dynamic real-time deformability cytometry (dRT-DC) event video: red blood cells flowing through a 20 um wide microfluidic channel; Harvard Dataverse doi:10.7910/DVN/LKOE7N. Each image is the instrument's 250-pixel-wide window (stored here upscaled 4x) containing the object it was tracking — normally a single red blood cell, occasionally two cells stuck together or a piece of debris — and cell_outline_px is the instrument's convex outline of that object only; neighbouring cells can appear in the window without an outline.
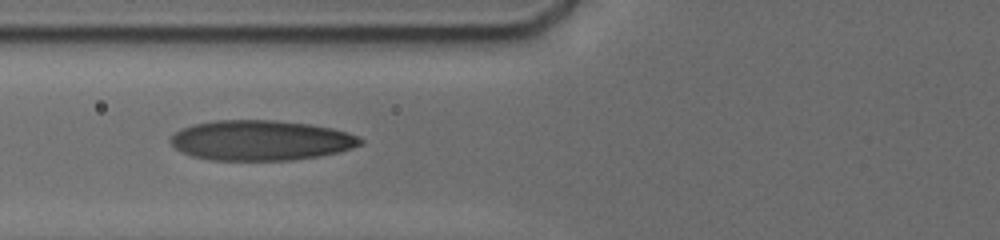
{"species": "human", "species_latin": "Homo sapiens", "temperature_condition": "cold", "stored_images_in_passage": 7, "camera_frame_rate_fps": 3000, "um_per_image_px": 0.085, "donor": {"sex": "male"}, "frame": {"image": 1, "passage_image": 4, "time_ms": 2.333, "image_size_px": [1000, 240], "cell_outline_px": [[364, 140], [360, 144], [352, 148], [340, 152], [320, 156], [292, 160], [212, 160], [192, 156], [176, 148], [168, 140], [180, 128], [192, 124], [216, 120], [276, 120], [308, 124], [332, 128], [356, 136]], "centroid_in_image_um": [22.15, 11.93], "position_along_channel_um": 103.7, "area_um2": 44.33}}
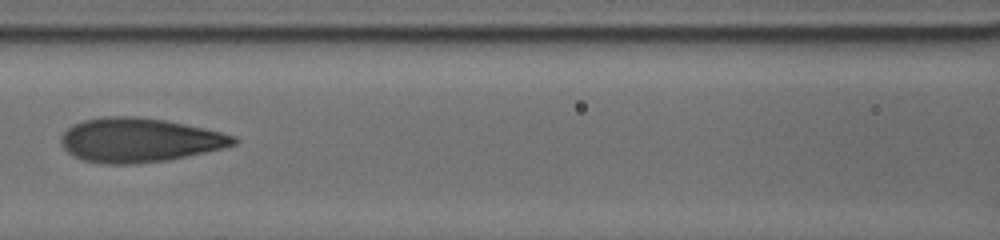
{"frame": {"image": 2, "passage_image": 6, "time_ms": 3.667, "image_size_px": [1000, 240], "cell_outline_px": [[236, 144], [204, 152], [168, 160], [136, 164], [104, 164], [84, 160], [68, 152], [60, 144], [60, 136], [68, 128], [84, 120], [104, 116], [136, 116], [164, 120], [184, 124], [220, 132], [236, 136]], "centroid_in_image_um": [11.8, 11.91], "position_along_channel_um": 154.8, "area_um2": 44.04}}